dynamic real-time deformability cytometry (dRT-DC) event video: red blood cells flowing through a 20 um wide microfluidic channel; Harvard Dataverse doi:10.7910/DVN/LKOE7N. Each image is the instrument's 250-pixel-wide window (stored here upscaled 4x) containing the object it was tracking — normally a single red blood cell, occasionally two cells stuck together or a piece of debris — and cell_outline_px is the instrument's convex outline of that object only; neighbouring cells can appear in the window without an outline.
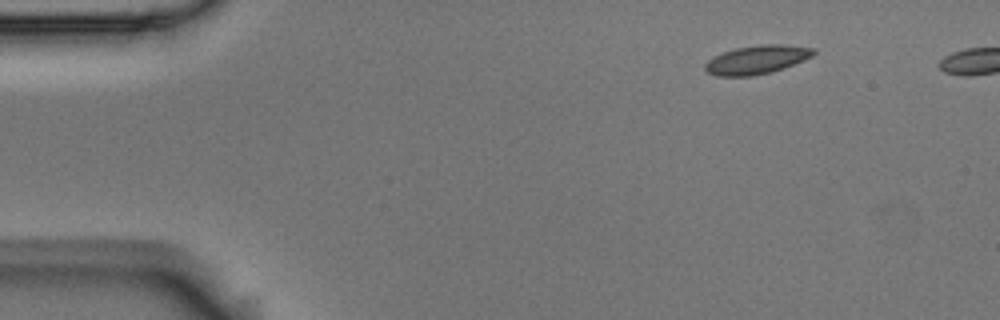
{"species": "Egyptian fruit bat (a non-hibernating species)", "species_latin": "Rousettus aegyptiacus", "temperature_condition": "room temperature", "stored_images_in_passage": 8, "camera_frame_rate_fps": 3000, "um_per_image_px": 0.085, "animal": {"sex": "male"}, "frame": {"image": 1, "passage_image": 1, "time_ms": 0.0, "image_size_px": [1000, 320], "cell_outline_px": [[816, 52], [812, 56], [804, 60], [772, 72], [752, 76], [716, 76], [708, 72], [704, 68], [704, 64], [708, 60], [724, 52], [736, 48], [760, 44], [784, 44], [816, 48]], "centroid_in_image_um": [64.36, 5.07], "position_along_channel_um": 20.6, "area_um2": 18.09}}
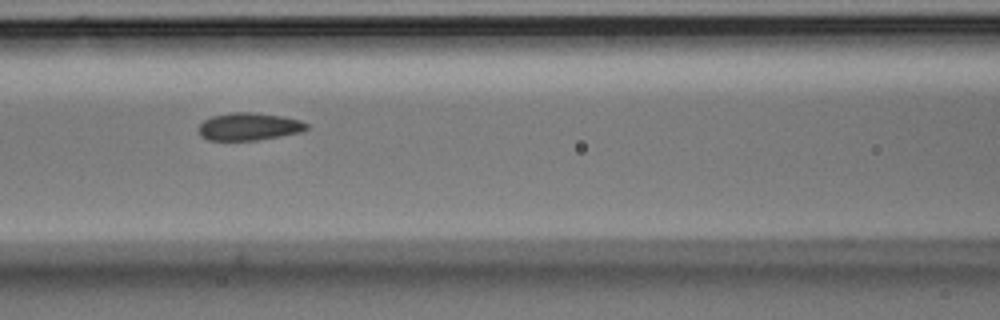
{"frame": {"image": 2, "passage_image": 6, "time_ms": 1.667, "image_size_px": [1000, 320], "cell_outline_px": [[308, 128], [300, 132], [280, 136], [256, 140], [208, 140], [200, 136], [200, 124], [204, 120], [212, 116], [232, 112], [252, 112], [280, 116], [300, 120], [308, 124]], "centroid_in_image_um": [21.15, 10.76], "position_along_channel_um": 145.4, "area_um2": 17.17}}
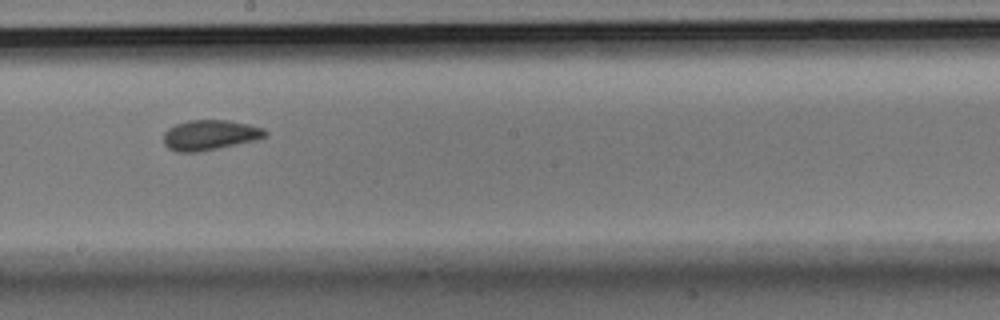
{"frame": {"image": 3, "passage_image": 8, "time_ms": 2.333, "image_size_px": [1000, 320], "cell_outline_px": [[268, 136], [256, 140], [196, 152], [176, 152], [168, 148], [164, 144], [164, 132], [168, 128], [176, 124], [188, 120], [228, 120], [248, 124], [264, 128], [268, 132]], "centroid_in_image_um": [17.84, 11.47], "position_along_channel_um": 230.4, "area_um2": 17.86}}